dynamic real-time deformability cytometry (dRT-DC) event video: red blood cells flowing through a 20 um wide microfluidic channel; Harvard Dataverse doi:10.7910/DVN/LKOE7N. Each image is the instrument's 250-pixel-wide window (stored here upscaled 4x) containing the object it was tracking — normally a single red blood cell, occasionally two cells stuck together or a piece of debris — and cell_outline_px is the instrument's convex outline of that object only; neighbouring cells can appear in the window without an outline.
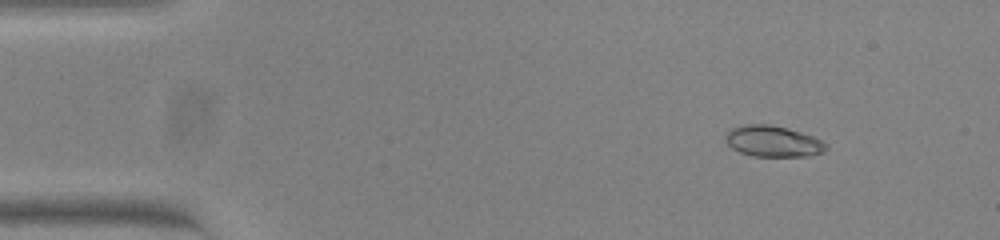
{"species": "common noctule bat (a hibernating species)", "species_latin": "Nyctalus noctula", "temperature_condition": "warm", "stored_images_in_passage": 52, "camera_frame_rate_fps": 3000, "um_per_image_px": 0.085, "animal": {"sex": "female", "body_mass_g": 23.0, "forearm_length_mm": 53.4}, "frame": {"image": 1, "passage_image": 5, "time_ms": 1.333, "image_size_px": [1000, 240], "cell_outline_px": [[828, 148], [824, 152], [808, 156], [752, 156], [740, 152], [732, 148], [724, 140], [724, 136], [732, 128], [744, 124], [768, 124], [800, 132], [812, 136], [828, 144]], "centroid_in_image_um": [65.69, 12.02], "position_along_channel_um": 19.3, "area_um2": 18.15}}
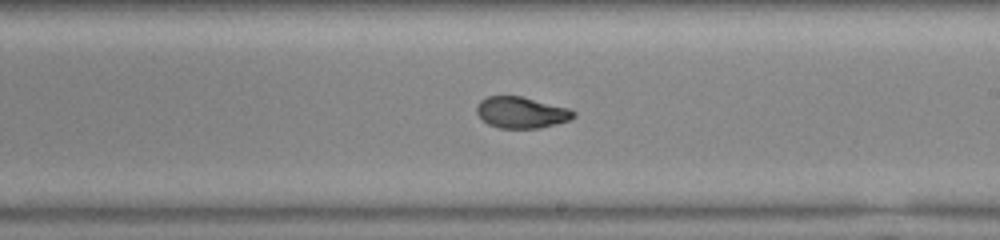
{"frame": {"image": 2, "passage_image": 30, "time_ms": 9.667, "image_size_px": [1000, 240], "cell_outline_px": [[576, 116], [568, 120], [540, 128], [500, 128], [488, 124], [476, 112], [476, 104], [480, 100], [488, 96], [520, 96], [568, 108], [576, 112]], "centroid_in_image_um": [44.29, 9.56], "position_along_channel_um": 244.7, "area_um2": 17.51}}
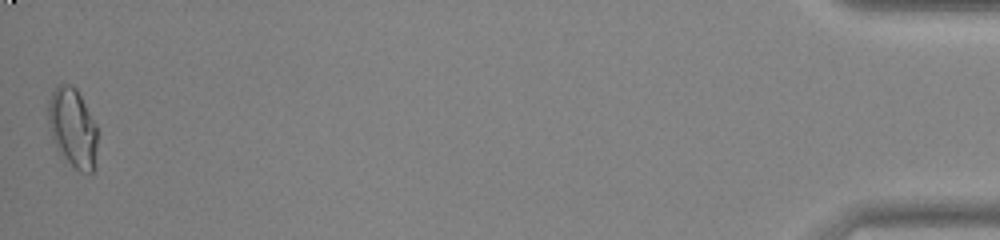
{"frame": {"image": 3, "passage_image": 52, "time_ms": 17.0, "image_size_px": [1000, 240], "cell_outline_px": [[96, 168], [92, 172], [80, 172], [60, 156], [56, 148], [48, 128], [48, 100], [52, 92], [60, 84], [68, 84], [76, 88], [96, 124]], "centroid_in_image_um": [6.16, 10.9], "position_along_channel_um": 429.0, "area_um2": 22.89}, "authors_computed_cell_mechanics": {"area_um2": 18.3515, "velocity_mm_per_s": 3.8359, "shape_relaxation_time_tau1_ms": null, "shape_relaxation_time_tau2_ms": 0.6546, "deformation_change_tau1": null, "deformation_change_tau2": 0.0436}}